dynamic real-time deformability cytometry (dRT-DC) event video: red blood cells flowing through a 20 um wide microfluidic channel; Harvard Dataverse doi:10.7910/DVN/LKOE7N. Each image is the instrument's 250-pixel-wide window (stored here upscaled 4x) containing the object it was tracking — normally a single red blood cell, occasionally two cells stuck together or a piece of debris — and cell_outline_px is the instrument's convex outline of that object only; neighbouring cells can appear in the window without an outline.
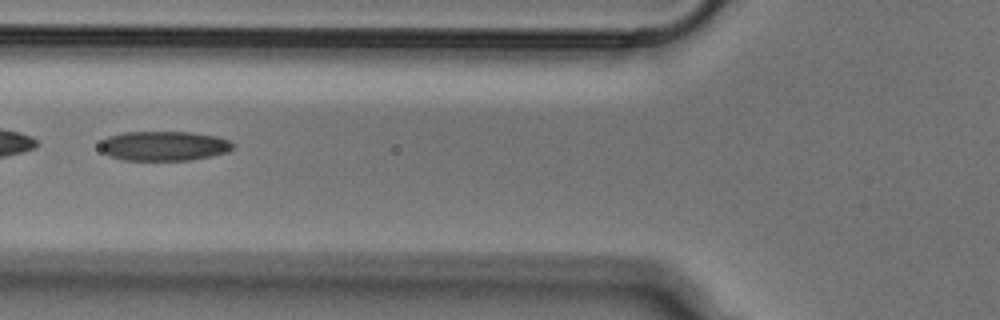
{"species": "Egyptian fruit bat (a non-hibernating species)", "species_latin": "Rousettus aegyptiacus", "temperature_condition": "cold", "stored_images_in_passage": 42, "camera_frame_rate_fps": 3000, "um_per_image_px": 0.085, "animal": {"sex": "male"}, "frame": {"image": 1, "passage_image": 11, "time_ms": 3.333, "image_size_px": [1000, 320], "cell_outline_px": [[232, 148], [228, 152], [212, 156], [192, 160], [120, 160], [108, 156], [100, 148], [100, 144], [108, 136], [124, 132], [192, 132], [216, 136], [228, 140], [232, 144]], "centroid_in_image_um": [13.92, 12.41], "position_along_channel_um": 111.9, "area_um2": 22.95}}
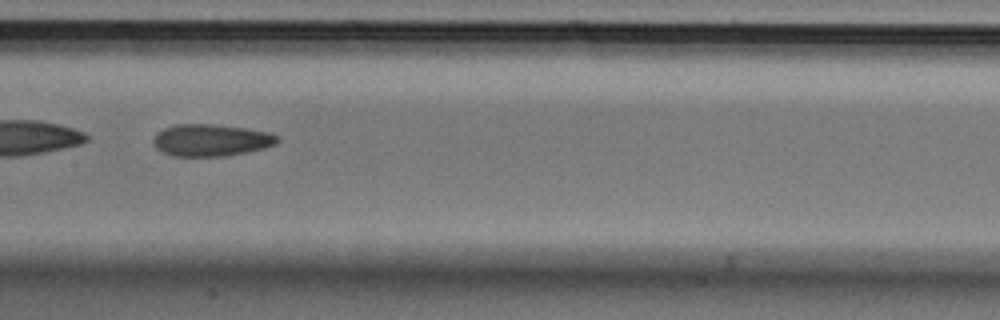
{"frame": {"image": 2, "passage_image": 17, "time_ms": 5.333, "image_size_px": [1000, 320], "cell_outline_px": [[280, 140], [276, 144], [264, 148], [224, 156], [172, 156], [160, 152], [156, 148], [152, 140], [156, 132], [164, 128], [176, 124], [212, 124], [244, 128], [268, 132], [280, 136]], "centroid_in_image_um": [17.91, 11.91], "position_along_channel_um": 189.5, "area_um2": 23.24}}
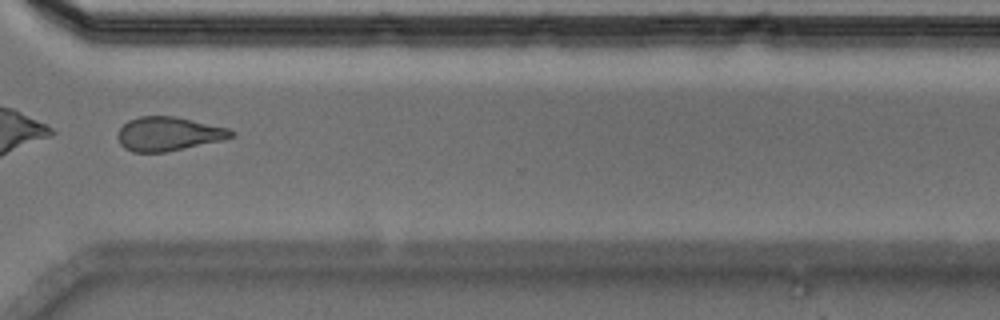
{"frame": {"image": 3, "passage_image": 30, "time_ms": 9.667, "image_size_px": [1000, 320], "cell_outline_px": [[236, 136], [224, 140], [164, 152], [132, 152], [124, 148], [120, 144], [116, 136], [116, 132], [128, 120], [140, 116], [176, 116], [228, 128], [236, 132]], "centroid_in_image_um": [14.32, 11.37], "position_along_channel_um": 356.3, "area_um2": 22.66}}